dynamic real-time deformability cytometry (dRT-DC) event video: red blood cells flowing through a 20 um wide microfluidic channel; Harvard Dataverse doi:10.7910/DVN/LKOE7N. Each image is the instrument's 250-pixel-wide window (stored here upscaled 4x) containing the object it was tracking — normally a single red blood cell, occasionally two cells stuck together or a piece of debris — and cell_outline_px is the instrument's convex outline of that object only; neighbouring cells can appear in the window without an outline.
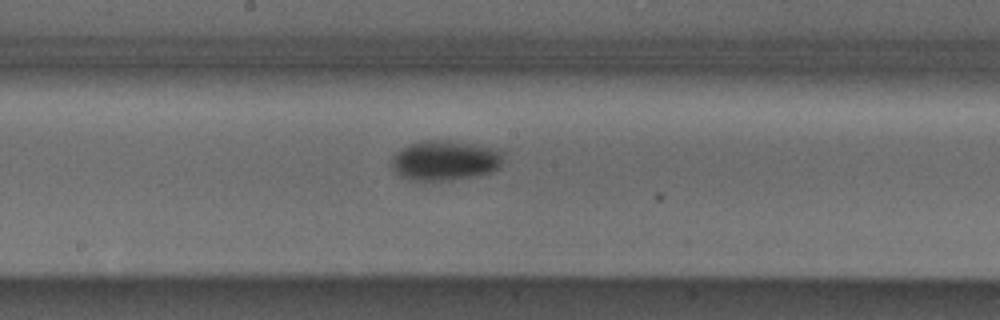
{"species": "Egyptian fruit bat (a non-hibernating species)", "species_latin": "Rousettus aegyptiacus", "temperature_condition": "cold", "stored_images_in_passage": 8, "segment_of_instrument_passage": [2, 2], "camera_frame_rate_fps": 3000, "um_per_image_px": 0.085, "animal": {"sex": "male"}, "frame": {"image": 1, "passage_image": 8, "time_ms": 9.333, "image_size_px": [1000, 320], "cell_outline_px": [[500, 168], [492, 172], [476, 176], [452, 180], [408, 180], [400, 176], [392, 168], [392, 156], [396, 152], [412, 144], [424, 140], [444, 140], [472, 144], [496, 148], [500, 152]], "centroid_in_image_um": [37.81, 13.65], "position_along_channel_um": 210.4, "area_um2": 25.78}}